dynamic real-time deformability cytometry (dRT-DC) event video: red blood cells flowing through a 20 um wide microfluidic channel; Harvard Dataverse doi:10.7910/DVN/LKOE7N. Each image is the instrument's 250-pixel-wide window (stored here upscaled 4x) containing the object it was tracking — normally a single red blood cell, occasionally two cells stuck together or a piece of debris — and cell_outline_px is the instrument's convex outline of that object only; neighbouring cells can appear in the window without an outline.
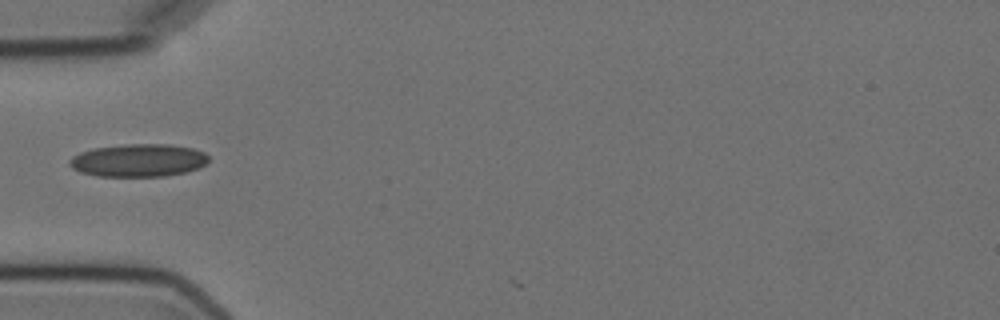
{"species": "Egyptian fruit bat (a non-hibernating species)", "species_latin": "Rousettus aegyptiacus", "temperature_condition": "cold", "stored_images_in_passage": 2, "camera_frame_rate_fps": 3000, "um_per_image_px": 0.085, "animal": {"sex": "female"}, "frame": {"image": 1, "passage_image": 1, "time_ms": 0.0, "image_size_px": [1000, 320], "cell_outline_px": [[208, 160], [200, 168], [184, 172], [164, 176], [96, 176], [80, 172], [72, 168], [68, 164], [68, 160], [72, 156], [80, 152], [92, 148], [128, 144], [172, 144], [192, 148], [204, 152], [208, 156]], "centroid_in_image_um": [11.74, 13.62], "position_along_channel_um": 73.3, "area_um2": 26.7}}